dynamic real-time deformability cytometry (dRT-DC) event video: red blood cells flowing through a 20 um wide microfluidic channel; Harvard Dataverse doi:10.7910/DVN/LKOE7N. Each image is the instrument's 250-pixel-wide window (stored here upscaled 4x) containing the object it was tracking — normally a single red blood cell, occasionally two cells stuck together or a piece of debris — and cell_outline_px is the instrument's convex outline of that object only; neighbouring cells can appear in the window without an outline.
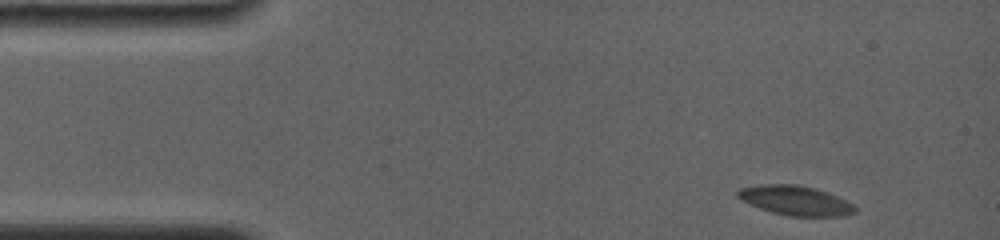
{"species": "common noctule bat (a hibernating species)", "species_latin": "Nyctalus noctula", "temperature_condition": "room temperature", "stored_images_in_passage": 23, "camera_frame_rate_fps": 4000, "um_per_image_px": 0.085, "animal": {"sex": "female", "body_mass_g": 19.0, "forearm_length_mm": 56.7}, "frame": {"image": 1, "passage_image": 1, "time_ms": 0.0, "image_size_px": [1000, 240], "cell_outline_px": [[856, 212], [844, 216], [788, 216], [772, 212], [760, 208], [736, 196], [736, 192], [740, 188], [764, 184], [800, 184], [836, 196], [852, 204], [856, 208]], "centroid_in_image_um": [67.61, 17.04], "position_along_channel_um": 17.4, "area_um2": 19.83}}
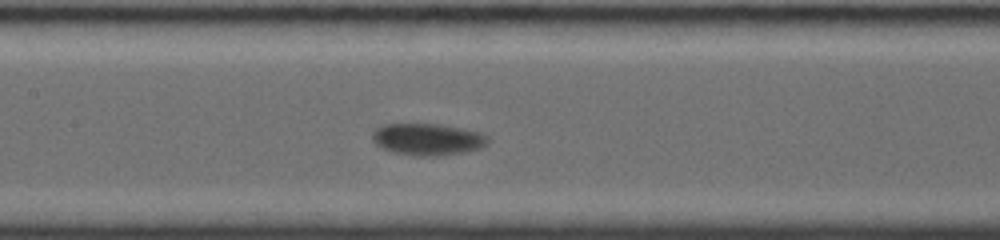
{"frame": {"image": 2, "passage_image": 14, "time_ms": 6.5, "image_size_px": [1000, 240], "cell_outline_px": [[488, 144], [480, 148], [464, 152], [436, 156], [416, 156], [396, 152], [384, 148], [376, 144], [372, 140], [372, 132], [376, 128], [384, 124], [440, 124], [480, 132], [488, 136]], "centroid_in_image_um": [36.36, 11.83], "position_along_channel_um": 171.0, "area_um2": 21.33}}
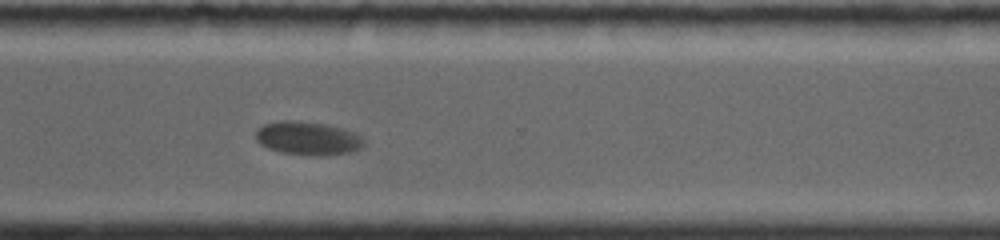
{"frame": {"image": 3, "passage_image": 23, "time_ms": 11.25, "image_size_px": [1000, 240], "cell_outline_px": [[364, 144], [360, 148], [352, 152], [320, 156], [312, 156], [284, 152], [268, 148], [260, 144], [256, 140], [256, 132], [264, 124], [280, 120], [300, 120], [324, 124], [344, 128], [360, 136], [364, 140]], "centroid_in_image_um": [26.17, 11.75], "position_along_channel_um": 344.4, "area_um2": 21.1}}